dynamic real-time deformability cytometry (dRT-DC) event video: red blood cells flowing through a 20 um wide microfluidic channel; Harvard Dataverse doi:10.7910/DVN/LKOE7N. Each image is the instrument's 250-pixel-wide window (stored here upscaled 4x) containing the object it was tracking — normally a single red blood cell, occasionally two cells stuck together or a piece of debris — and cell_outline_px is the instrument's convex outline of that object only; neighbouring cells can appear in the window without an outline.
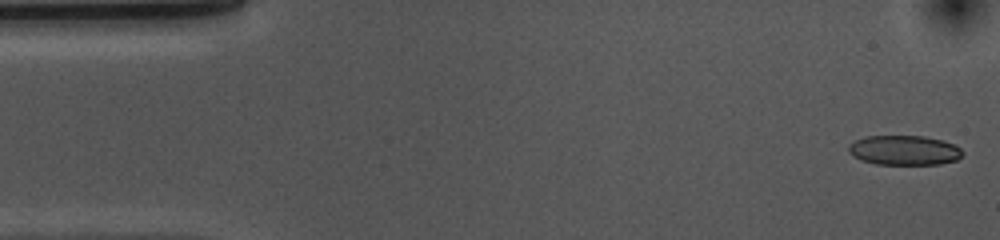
{"species": "common noctule bat (a hibernating species)", "species_latin": "Nyctalus noctula", "temperature_condition": "cold", "stored_images_in_passage": 52, "camera_frame_rate_fps": 3000, "um_per_image_px": 0.085, "animal": {"sex": "female", "body_mass_g": 10.0, "forearm_length_mm": 53.1}, "frame": {"image": 1, "passage_image": 1, "time_ms": 0.0, "image_size_px": [1000, 240], "cell_outline_px": [[964, 156], [956, 160], [940, 164], [876, 164], [860, 160], [848, 152], [848, 144], [864, 136], [924, 136], [944, 140], [960, 148], [964, 152]], "centroid_in_image_um": [76.86, 12.77], "position_along_channel_um": 8.1, "area_um2": 19.88}}
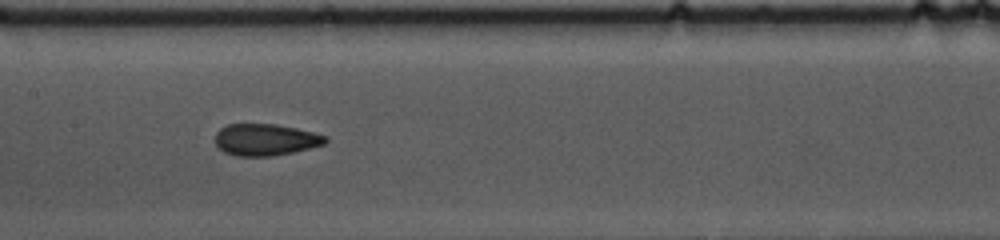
{"frame": {"image": 2, "passage_image": 24, "time_ms": 7.667, "image_size_px": [1000, 240], "cell_outline_px": [[328, 140], [324, 144], [292, 152], [272, 156], [236, 156], [224, 152], [216, 144], [216, 132], [220, 128], [228, 124], [276, 124], [296, 128], [328, 136]], "centroid_in_image_um": [22.56, 11.87], "position_along_channel_um": 184.8, "area_um2": 20.29}}
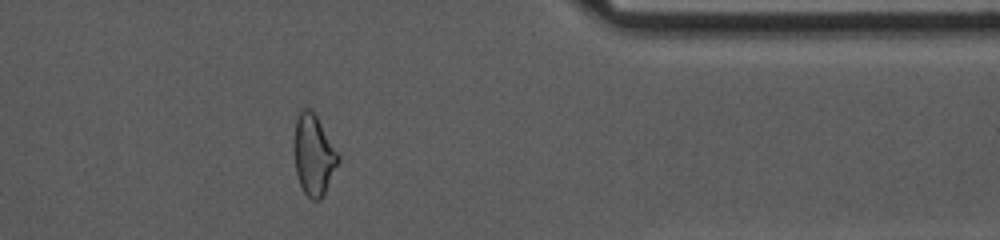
{"frame": {"image": 3, "passage_image": 42, "time_ms": 13.667, "image_size_px": [1000, 240], "cell_outline_px": [[340, 160], [320, 200], [312, 200], [304, 192], [300, 184], [296, 172], [292, 148], [292, 144], [296, 120], [300, 112], [304, 108], [308, 108], [316, 116], [340, 156]], "centroid_in_image_um": [26.63, 13.17], "position_along_channel_um": 384.8, "area_um2": 20.58}, "authors_computed_cell_mechanics": {"area_um2": 20.6057, "velocity_mm_per_s": 3.6877, "shape_relaxation_time_tau1_ms": 7.752, "shape_relaxation_time_tau2_ms": 1.6476, "deformation_change_tau1": 0.1613, "deformation_change_tau2": 0.0732}}